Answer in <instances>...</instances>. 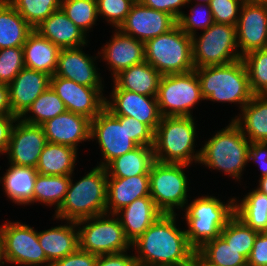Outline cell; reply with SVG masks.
<instances>
[{
    "label": "cell",
    "instance_id": "cell-44",
    "mask_svg": "<svg viewBox=\"0 0 267 266\" xmlns=\"http://www.w3.org/2000/svg\"><path fill=\"white\" fill-rule=\"evenodd\" d=\"M24 67L22 47L0 49V83L9 85Z\"/></svg>",
    "mask_w": 267,
    "mask_h": 266
},
{
    "label": "cell",
    "instance_id": "cell-36",
    "mask_svg": "<svg viewBox=\"0 0 267 266\" xmlns=\"http://www.w3.org/2000/svg\"><path fill=\"white\" fill-rule=\"evenodd\" d=\"M66 111L67 109L64 102L56 94L53 88L49 86L19 118L29 124L41 125L45 121L52 119L59 114H63Z\"/></svg>",
    "mask_w": 267,
    "mask_h": 266
},
{
    "label": "cell",
    "instance_id": "cell-21",
    "mask_svg": "<svg viewBox=\"0 0 267 266\" xmlns=\"http://www.w3.org/2000/svg\"><path fill=\"white\" fill-rule=\"evenodd\" d=\"M41 126L49 143L62 144L78 151L80 143L91 141V120L80 114L66 111Z\"/></svg>",
    "mask_w": 267,
    "mask_h": 266
},
{
    "label": "cell",
    "instance_id": "cell-27",
    "mask_svg": "<svg viewBox=\"0 0 267 266\" xmlns=\"http://www.w3.org/2000/svg\"><path fill=\"white\" fill-rule=\"evenodd\" d=\"M0 183L7 198L16 205H33L34 184L38 176L35 167L18 166L8 163Z\"/></svg>",
    "mask_w": 267,
    "mask_h": 266
},
{
    "label": "cell",
    "instance_id": "cell-40",
    "mask_svg": "<svg viewBox=\"0 0 267 266\" xmlns=\"http://www.w3.org/2000/svg\"><path fill=\"white\" fill-rule=\"evenodd\" d=\"M241 59L246 67L253 95H267V48L251 51Z\"/></svg>",
    "mask_w": 267,
    "mask_h": 266
},
{
    "label": "cell",
    "instance_id": "cell-48",
    "mask_svg": "<svg viewBox=\"0 0 267 266\" xmlns=\"http://www.w3.org/2000/svg\"><path fill=\"white\" fill-rule=\"evenodd\" d=\"M247 266H267V231L259 232L255 238Z\"/></svg>",
    "mask_w": 267,
    "mask_h": 266
},
{
    "label": "cell",
    "instance_id": "cell-38",
    "mask_svg": "<svg viewBox=\"0 0 267 266\" xmlns=\"http://www.w3.org/2000/svg\"><path fill=\"white\" fill-rule=\"evenodd\" d=\"M258 233L234 215L222 229L220 236L248 259Z\"/></svg>",
    "mask_w": 267,
    "mask_h": 266
},
{
    "label": "cell",
    "instance_id": "cell-52",
    "mask_svg": "<svg viewBox=\"0 0 267 266\" xmlns=\"http://www.w3.org/2000/svg\"><path fill=\"white\" fill-rule=\"evenodd\" d=\"M17 119L16 115H0V157L8 149L11 131Z\"/></svg>",
    "mask_w": 267,
    "mask_h": 266
},
{
    "label": "cell",
    "instance_id": "cell-19",
    "mask_svg": "<svg viewBox=\"0 0 267 266\" xmlns=\"http://www.w3.org/2000/svg\"><path fill=\"white\" fill-rule=\"evenodd\" d=\"M83 47L85 50V46L61 49L54 75L73 80L83 86L104 88V78L97 67L98 52L90 56L91 54H85Z\"/></svg>",
    "mask_w": 267,
    "mask_h": 266
},
{
    "label": "cell",
    "instance_id": "cell-13",
    "mask_svg": "<svg viewBox=\"0 0 267 266\" xmlns=\"http://www.w3.org/2000/svg\"><path fill=\"white\" fill-rule=\"evenodd\" d=\"M90 140H96L101 149L98 166L102 167L137 147L127 131V116L113 115L106 108L91 120Z\"/></svg>",
    "mask_w": 267,
    "mask_h": 266
},
{
    "label": "cell",
    "instance_id": "cell-7",
    "mask_svg": "<svg viewBox=\"0 0 267 266\" xmlns=\"http://www.w3.org/2000/svg\"><path fill=\"white\" fill-rule=\"evenodd\" d=\"M145 61L161 75L195 70L192 60V38L178 25L145 42Z\"/></svg>",
    "mask_w": 267,
    "mask_h": 266
},
{
    "label": "cell",
    "instance_id": "cell-34",
    "mask_svg": "<svg viewBox=\"0 0 267 266\" xmlns=\"http://www.w3.org/2000/svg\"><path fill=\"white\" fill-rule=\"evenodd\" d=\"M237 198L235 215L253 230L267 231V196L253 188L242 199Z\"/></svg>",
    "mask_w": 267,
    "mask_h": 266
},
{
    "label": "cell",
    "instance_id": "cell-22",
    "mask_svg": "<svg viewBox=\"0 0 267 266\" xmlns=\"http://www.w3.org/2000/svg\"><path fill=\"white\" fill-rule=\"evenodd\" d=\"M50 75L24 67L9 86L10 105L18 118L50 86Z\"/></svg>",
    "mask_w": 267,
    "mask_h": 266
},
{
    "label": "cell",
    "instance_id": "cell-45",
    "mask_svg": "<svg viewBox=\"0 0 267 266\" xmlns=\"http://www.w3.org/2000/svg\"><path fill=\"white\" fill-rule=\"evenodd\" d=\"M243 3V0H210L214 22L236 26Z\"/></svg>",
    "mask_w": 267,
    "mask_h": 266
},
{
    "label": "cell",
    "instance_id": "cell-15",
    "mask_svg": "<svg viewBox=\"0 0 267 266\" xmlns=\"http://www.w3.org/2000/svg\"><path fill=\"white\" fill-rule=\"evenodd\" d=\"M111 84L113 89L106 96L105 108L113 115L136 118L154 132L162 117L157 98L120 89L114 82Z\"/></svg>",
    "mask_w": 267,
    "mask_h": 266
},
{
    "label": "cell",
    "instance_id": "cell-23",
    "mask_svg": "<svg viewBox=\"0 0 267 266\" xmlns=\"http://www.w3.org/2000/svg\"><path fill=\"white\" fill-rule=\"evenodd\" d=\"M34 30L60 49L78 48L90 42L89 36L77 27L61 8L54 11Z\"/></svg>",
    "mask_w": 267,
    "mask_h": 266
},
{
    "label": "cell",
    "instance_id": "cell-50",
    "mask_svg": "<svg viewBox=\"0 0 267 266\" xmlns=\"http://www.w3.org/2000/svg\"><path fill=\"white\" fill-rule=\"evenodd\" d=\"M128 251L131 252L127 250L120 253L98 255L95 266H138L134 254H130Z\"/></svg>",
    "mask_w": 267,
    "mask_h": 266
},
{
    "label": "cell",
    "instance_id": "cell-2",
    "mask_svg": "<svg viewBox=\"0 0 267 266\" xmlns=\"http://www.w3.org/2000/svg\"><path fill=\"white\" fill-rule=\"evenodd\" d=\"M224 128L215 132L201 146L199 164L224 173L241 183L243 172L248 165L250 141L231 119ZM212 169V170H211Z\"/></svg>",
    "mask_w": 267,
    "mask_h": 266
},
{
    "label": "cell",
    "instance_id": "cell-51",
    "mask_svg": "<svg viewBox=\"0 0 267 266\" xmlns=\"http://www.w3.org/2000/svg\"><path fill=\"white\" fill-rule=\"evenodd\" d=\"M247 161H253L260 167L259 178L267 176V142H251Z\"/></svg>",
    "mask_w": 267,
    "mask_h": 266
},
{
    "label": "cell",
    "instance_id": "cell-37",
    "mask_svg": "<svg viewBox=\"0 0 267 266\" xmlns=\"http://www.w3.org/2000/svg\"><path fill=\"white\" fill-rule=\"evenodd\" d=\"M196 252L212 266H247V258L221 236L206 242Z\"/></svg>",
    "mask_w": 267,
    "mask_h": 266
},
{
    "label": "cell",
    "instance_id": "cell-53",
    "mask_svg": "<svg viewBox=\"0 0 267 266\" xmlns=\"http://www.w3.org/2000/svg\"><path fill=\"white\" fill-rule=\"evenodd\" d=\"M0 115H14L10 105L9 86L0 83Z\"/></svg>",
    "mask_w": 267,
    "mask_h": 266
},
{
    "label": "cell",
    "instance_id": "cell-54",
    "mask_svg": "<svg viewBox=\"0 0 267 266\" xmlns=\"http://www.w3.org/2000/svg\"><path fill=\"white\" fill-rule=\"evenodd\" d=\"M258 183L255 189L267 196V176L259 178Z\"/></svg>",
    "mask_w": 267,
    "mask_h": 266
},
{
    "label": "cell",
    "instance_id": "cell-17",
    "mask_svg": "<svg viewBox=\"0 0 267 266\" xmlns=\"http://www.w3.org/2000/svg\"><path fill=\"white\" fill-rule=\"evenodd\" d=\"M240 56L267 48V4L244 2L236 24Z\"/></svg>",
    "mask_w": 267,
    "mask_h": 266
},
{
    "label": "cell",
    "instance_id": "cell-1",
    "mask_svg": "<svg viewBox=\"0 0 267 266\" xmlns=\"http://www.w3.org/2000/svg\"><path fill=\"white\" fill-rule=\"evenodd\" d=\"M179 214H161L132 242L138 266H192L196 250L189 244ZM177 222V223H176Z\"/></svg>",
    "mask_w": 267,
    "mask_h": 266
},
{
    "label": "cell",
    "instance_id": "cell-55",
    "mask_svg": "<svg viewBox=\"0 0 267 266\" xmlns=\"http://www.w3.org/2000/svg\"><path fill=\"white\" fill-rule=\"evenodd\" d=\"M192 266H212L208 264L197 252L195 254Z\"/></svg>",
    "mask_w": 267,
    "mask_h": 266
},
{
    "label": "cell",
    "instance_id": "cell-58",
    "mask_svg": "<svg viewBox=\"0 0 267 266\" xmlns=\"http://www.w3.org/2000/svg\"><path fill=\"white\" fill-rule=\"evenodd\" d=\"M0 266H4V262L2 258L1 242H0Z\"/></svg>",
    "mask_w": 267,
    "mask_h": 266
},
{
    "label": "cell",
    "instance_id": "cell-5",
    "mask_svg": "<svg viewBox=\"0 0 267 266\" xmlns=\"http://www.w3.org/2000/svg\"><path fill=\"white\" fill-rule=\"evenodd\" d=\"M194 117H161L154 131V158L163 163L196 165L201 148L196 150L197 129ZM195 148V149H194ZM195 163V164H193Z\"/></svg>",
    "mask_w": 267,
    "mask_h": 266
},
{
    "label": "cell",
    "instance_id": "cell-56",
    "mask_svg": "<svg viewBox=\"0 0 267 266\" xmlns=\"http://www.w3.org/2000/svg\"><path fill=\"white\" fill-rule=\"evenodd\" d=\"M243 2H248V3H265V4H267V0H243Z\"/></svg>",
    "mask_w": 267,
    "mask_h": 266
},
{
    "label": "cell",
    "instance_id": "cell-24",
    "mask_svg": "<svg viewBox=\"0 0 267 266\" xmlns=\"http://www.w3.org/2000/svg\"><path fill=\"white\" fill-rule=\"evenodd\" d=\"M61 222L64 224L38 231L39 244L51 265L79 248L77 221Z\"/></svg>",
    "mask_w": 267,
    "mask_h": 266
},
{
    "label": "cell",
    "instance_id": "cell-11",
    "mask_svg": "<svg viewBox=\"0 0 267 266\" xmlns=\"http://www.w3.org/2000/svg\"><path fill=\"white\" fill-rule=\"evenodd\" d=\"M201 32L191 37L195 68L224 65L242 58L237 46L236 26L214 22Z\"/></svg>",
    "mask_w": 267,
    "mask_h": 266
},
{
    "label": "cell",
    "instance_id": "cell-42",
    "mask_svg": "<svg viewBox=\"0 0 267 266\" xmlns=\"http://www.w3.org/2000/svg\"><path fill=\"white\" fill-rule=\"evenodd\" d=\"M192 6H191V5ZM194 4V5H193ZM190 13L183 11L177 20V25L188 35L194 36L199 30L205 31L213 23V16L209 4L188 2Z\"/></svg>",
    "mask_w": 267,
    "mask_h": 266
},
{
    "label": "cell",
    "instance_id": "cell-25",
    "mask_svg": "<svg viewBox=\"0 0 267 266\" xmlns=\"http://www.w3.org/2000/svg\"><path fill=\"white\" fill-rule=\"evenodd\" d=\"M161 214L163 213L156 207L151 196L138 198L115 213L131 243L141 236Z\"/></svg>",
    "mask_w": 267,
    "mask_h": 266
},
{
    "label": "cell",
    "instance_id": "cell-8",
    "mask_svg": "<svg viewBox=\"0 0 267 266\" xmlns=\"http://www.w3.org/2000/svg\"><path fill=\"white\" fill-rule=\"evenodd\" d=\"M189 166L156 160L152 164L149 171L150 196L162 213L176 214L177 210L181 213L185 209L190 195L185 168Z\"/></svg>",
    "mask_w": 267,
    "mask_h": 266
},
{
    "label": "cell",
    "instance_id": "cell-14",
    "mask_svg": "<svg viewBox=\"0 0 267 266\" xmlns=\"http://www.w3.org/2000/svg\"><path fill=\"white\" fill-rule=\"evenodd\" d=\"M50 86L64 102L67 111L93 120L105 108L107 94L103 93L104 88L83 86L57 75L50 77Z\"/></svg>",
    "mask_w": 267,
    "mask_h": 266
},
{
    "label": "cell",
    "instance_id": "cell-33",
    "mask_svg": "<svg viewBox=\"0 0 267 266\" xmlns=\"http://www.w3.org/2000/svg\"><path fill=\"white\" fill-rule=\"evenodd\" d=\"M33 30L7 0H0V49L22 47Z\"/></svg>",
    "mask_w": 267,
    "mask_h": 266
},
{
    "label": "cell",
    "instance_id": "cell-32",
    "mask_svg": "<svg viewBox=\"0 0 267 266\" xmlns=\"http://www.w3.org/2000/svg\"><path fill=\"white\" fill-rule=\"evenodd\" d=\"M154 161L153 146H137L112 160L105 168L108 177L127 178L136 175H149Z\"/></svg>",
    "mask_w": 267,
    "mask_h": 266
},
{
    "label": "cell",
    "instance_id": "cell-12",
    "mask_svg": "<svg viewBox=\"0 0 267 266\" xmlns=\"http://www.w3.org/2000/svg\"><path fill=\"white\" fill-rule=\"evenodd\" d=\"M0 242L4 264L17 266H51L38 241V230L16 220L0 225Z\"/></svg>",
    "mask_w": 267,
    "mask_h": 266
},
{
    "label": "cell",
    "instance_id": "cell-35",
    "mask_svg": "<svg viewBox=\"0 0 267 266\" xmlns=\"http://www.w3.org/2000/svg\"><path fill=\"white\" fill-rule=\"evenodd\" d=\"M70 184V175H39L34 184L33 204L54 207L57 211L63 203ZM46 205V206H45Z\"/></svg>",
    "mask_w": 267,
    "mask_h": 266
},
{
    "label": "cell",
    "instance_id": "cell-4",
    "mask_svg": "<svg viewBox=\"0 0 267 266\" xmlns=\"http://www.w3.org/2000/svg\"><path fill=\"white\" fill-rule=\"evenodd\" d=\"M235 197L225 203L209 194L194 197L182 211L189 244L197 251L206 242L220 236L222 229L235 215ZM185 212V213H184Z\"/></svg>",
    "mask_w": 267,
    "mask_h": 266
},
{
    "label": "cell",
    "instance_id": "cell-49",
    "mask_svg": "<svg viewBox=\"0 0 267 266\" xmlns=\"http://www.w3.org/2000/svg\"><path fill=\"white\" fill-rule=\"evenodd\" d=\"M98 255L77 249L70 255L54 262L51 266H95Z\"/></svg>",
    "mask_w": 267,
    "mask_h": 266
},
{
    "label": "cell",
    "instance_id": "cell-6",
    "mask_svg": "<svg viewBox=\"0 0 267 266\" xmlns=\"http://www.w3.org/2000/svg\"><path fill=\"white\" fill-rule=\"evenodd\" d=\"M204 100L237 105L240 110L252 99L249 77L242 59L224 65L195 68Z\"/></svg>",
    "mask_w": 267,
    "mask_h": 266
},
{
    "label": "cell",
    "instance_id": "cell-57",
    "mask_svg": "<svg viewBox=\"0 0 267 266\" xmlns=\"http://www.w3.org/2000/svg\"><path fill=\"white\" fill-rule=\"evenodd\" d=\"M188 2H194V3H205V4H209L210 0H188Z\"/></svg>",
    "mask_w": 267,
    "mask_h": 266
},
{
    "label": "cell",
    "instance_id": "cell-29",
    "mask_svg": "<svg viewBox=\"0 0 267 266\" xmlns=\"http://www.w3.org/2000/svg\"><path fill=\"white\" fill-rule=\"evenodd\" d=\"M231 119L250 142H267V95H253Z\"/></svg>",
    "mask_w": 267,
    "mask_h": 266
},
{
    "label": "cell",
    "instance_id": "cell-46",
    "mask_svg": "<svg viewBox=\"0 0 267 266\" xmlns=\"http://www.w3.org/2000/svg\"><path fill=\"white\" fill-rule=\"evenodd\" d=\"M127 131L137 146H153L154 132L136 118L127 116Z\"/></svg>",
    "mask_w": 267,
    "mask_h": 266
},
{
    "label": "cell",
    "instance_id": "cell-3",
    "mask_svg": "<svg viewBox=\"0 0 267 266\" xmlns=\"http://www.w3.org/2000/svg\"><path fill=\"white\" fill-rule=\"evenodd\" d=\"M70 175L65 199L53 214L54 220L79 221L106 213L107 170L96 165L78 181ZM73 178V179H72Z\"/></svg>",
    "mask_w": 267,
    "mask_h": 266
},
{
    "label": "cell",
    "instance_id": "cell-16",
    "mask_svg": "<svg viewBox=\"0 0 267 266\" xmlns=\"http://www.w3.org/2000/svg\"><path fill=\"white\" fill-rule=\"evenodd\" d=\"M46 143L41 125L29 124L18 118L13 125L9 146L4 155H7L8 163L36 168Z\"/></svg>",
    "mask_w": 267,
    "mask_h": 266
},
{
    "label": "cell",
    "instance_id": "cell-18",
    "mask_svg": "<svg viewBox=\"0 0 267 266\" xmlns=\"http://www.w3.org/2000/svg\"><path fill=\"white\" fill-rule=\"evenodd\" d=\"M176 25L177 20L168 13L146 7L141 2H135L118 29L145 43L170 31Z\"/></svg>",
    "mask_w": 267,
    "mask_h": 266
},
{
    "label": "cell",
    "instance_id": "cell-31",
    "mask_svg": "<svg viewBox=\"0 0 267 266\" xmlns=\"http://www.w3.org/2000/svg\"><path fill=\"white\" fill-rule=\"evenodd\" d=\"M78 151L62 144L47 142L37 163L39 175H72L76 169Z\"/></svg>",
    "mask_w": 267,
    "mask_h": 266
},
{
    "label": "cell",
    "instance_id": "cell-20",
    "mask_svg": "<svg viewBox=\"0 0 267 266\" xmlns=\"http://www.w3.org/2000/svg\"><path fill=\"white\" fill-rule=\"evenodd\" d=\"M113 35L98 51L99 61L109 65L112 79L122 70L145 61V43L114 29Z\"/></svg>",
    "mask_w": 267,
    "mask_h": 266
},
{
    "label": "cell",
    "instance_id": "cell-41",
    "mask_svg": "<svg viewBox=\"0 0 267 266\" xmlns=\"http://www.w3.org/2000/svg\"><path fill=\"white\" fill-rule=\"evenodd\" d=\"M35 29L54 11L60 9L61 0H7Z\"/></svg>",
    "mask_w": 267,
    "mask_h": 266
},
{
    "label": "cell",
    "instance_id": "cell-26",
    "mask_svg": "<svg viewBox=\"0 0 267 266\" xmlns=\"http://www.w3.org/2000/svg\"><path fill=\"white\" fill-rule=\"evenodd\" d=\"M150 196L149 175L107 178L106 213L115 214L134 200Z\"/></svg>",
    "mask_w": 267,
    "mask_h": 266
},
{
    "label": "cell",
    "instance_id": "cell-43",
    "mask_svg": "<svg viewBox=\"0 0 267 266\" xmlns=\"http://www.w3.org/2000/svg\"><path fill=\"white\" fill-rule=\"evenodd\" d=\"M134 0H97L98 17L118 29L131 10Z\"/></svg>",
    "mask_w": 267,
    "mask_h": 266
},
{
    "label": "cell",
    "instance_id": "cell-10",
    "mask_svg": "<svg viewBox=\"0 0 267 266\" xmlns=\"http://www.w3.org/2000/svg\"><path fill=\"white\" fill-rule=\"evenodd\" d=\"M157 103L162 117H192L193 107L205 101L195 70L162 75L158 85Z\"/></svg>",
    "mask_w": 267,
    "mask_h": 266
},
{
    "label": "cell",
    "instance_id": "cell-47",
    "mask_svg": "<svg viewBox=\"0 0 267 266\" xmlns=\"http://www.w3.org/2000/svg\"><path fill=\"white\" fill-rule=\"evenodd\" d=\"M141 3L154 10L166 12L178 20L188 0H142Z\"/></svg>",
    "mask_w": 267,
    "mask_h": 266
},
{
    "label": "cell",
    "instance_id": "cell-28",
    "mask_svg": "<svg viewBox=\"0 0 267 266\" xmlns=\"http://www.w3.org/2000/svg\"><path fill=\"white\" fill-rule=\"evenodd\" d=\"M22 48L25 67L44 72L50 76L55 74L61 50L59 47L33 30Z\"/></svg>",
    "mask_w": 267,
    "mask_h": 266
},
{
    "label": "cell",
    "instance_id": "cell-30",
    "mask_svg": "<svg viewBox=\"0 0 267 266\" xmlns=\"http://www.w3.org/2000/svg\"><path fill=\"white\" fill-rule=\"evenodd\" d=\"M161 74L146 61L122 70L112 80L120 89L156 97Z\"/></svg>",
    "mask_w": 267,
    "mask_h": 266
},
{
    "label": "cell",
    "instance_id": "cell-39",
    "mask_svg": "<svg viewBox=\"0 0 267 266\" xmlns=\"http://www.w3.org/2000/svg\"><path fill=\"white\" fill-rule=\"evenodd\" d=\"M60 8L88 36L99 21L97 0H61Z\"/></svg>",
    "mask_w": 267,
    "mask_h": 266
},
{
    "label": "cell",
    "instance_id": "cell-9",
    "mask_svg": "<svg viewBox=\"0 0 267 266\" xmlns=\"http://www.w3.org/2000/svg\"><path fill=\"white\" fill-rule=\"evenodd\" d=\"M79 249L96 255L132 250V243L115 214L101 215L77 221Z\"/></svg>",
    "mask_w": 267,
    "mask_h": 266
}]
</instances>
